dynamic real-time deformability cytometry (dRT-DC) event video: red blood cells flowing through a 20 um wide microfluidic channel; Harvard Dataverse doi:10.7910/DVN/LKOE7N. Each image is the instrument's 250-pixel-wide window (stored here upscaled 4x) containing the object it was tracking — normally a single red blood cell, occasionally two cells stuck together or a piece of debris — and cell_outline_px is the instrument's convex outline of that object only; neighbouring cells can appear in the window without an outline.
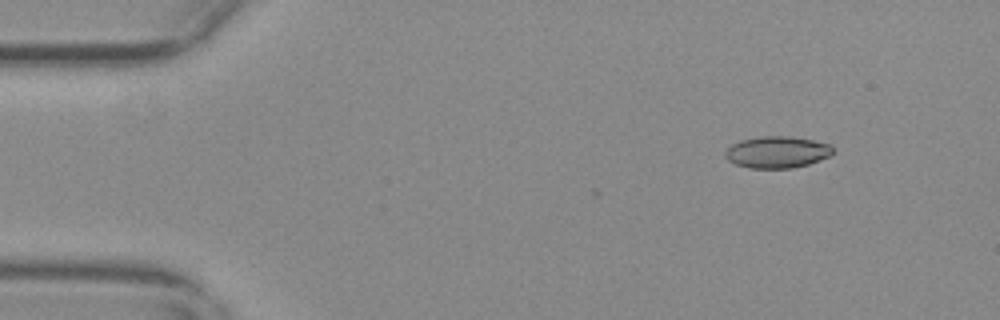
{"species": "common noctule bat (a hibernating species)", "species_latin": "Nyctalus noctula", "temperature_condition": "warm", "stored_images_in_passage": 48, "camera_frame_rate_fps": 3000, "um_per_image_px": 0.085, "animal": {"sex": "female", "body_mass_g": 29.2, "forearm_length_mm": 56.3}, "frame": {"image": 1, "passage_image": 1, "time_ms": 0.0, "image_size_px": [1000, 320], "cell_outline_px": [[832, 152], [828, 156], [808, 164], [792, 168], [748, 168], [736, 164], [728, 160], [724, 156], [724, 152], [732, 144], [740, 140], [764, 136], [788, 136], [812, 140], [828, 144], [832, 148]], "centroid_in_image_um": [66.0, 12.93], "position_along_channel_um": 19.0, "area_um2": 19.65}}
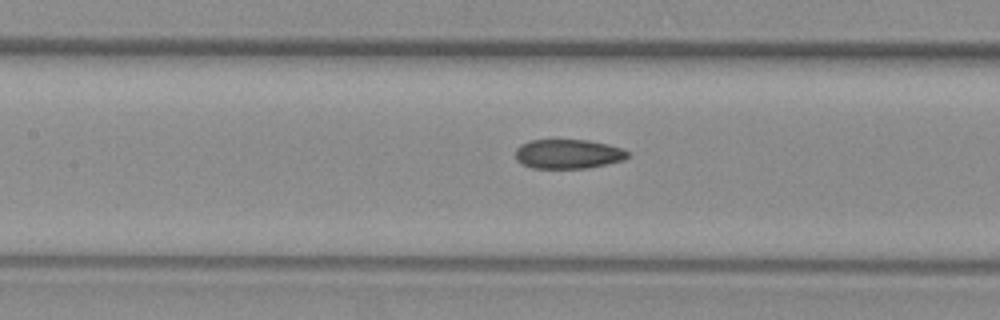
{"frame": {"image": 2, "passage_image": 20, "time_ms": 6.333, "image_size_px": [1000, 320], "cell_outline_px": [[628, 156], [624, 160], [588, 168], [532, 168], [520, 164], [516, 160], [516, 148], [520, 144], [528, 140], [588, 140], [608, 144], [620, 148], [628, 152]], "centroid_in_image_um": [48.24, 13.09], "position_along_channel_um": 159.2, "area_um2": 19.31}}
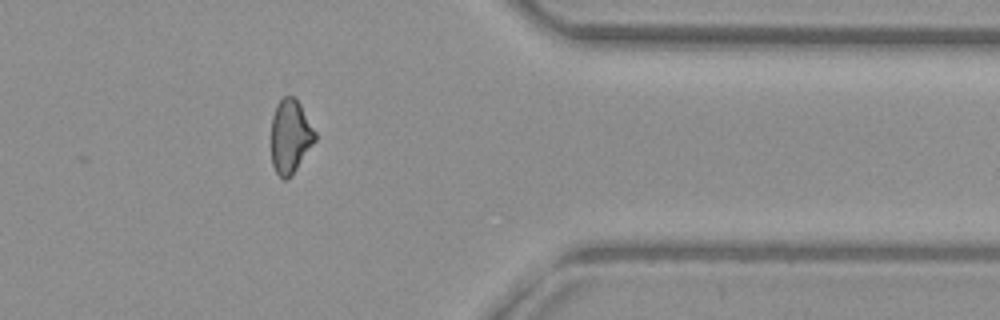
{"frame": {"image": 3, "passage_image": 40, "time_ms": 13.0, "image_size_px": [1000, 320], "cell_outline_px": [[316, 140], [292, 176], [284, 180], [276, 172], [272, 164], [272, 116], [276, 104], [284, 96], [292, 96], [300, 104], [316, 132]], "centroid_in_image_um": [24.68, 11.6], "position_along_channel_um": 386.7, "area_um2": 18.79}, "authors_computed_cell_mechanics": {"area_um2": 19.652, "velocity_mm_per_s": 3.6964, "shape_relaxation_time_tau1_ms": null, "shape_relaxation_time_tau2_ms": 3.0047, "deformation_change_tau1": null, "deformation_change_tau2": 0.0813}}